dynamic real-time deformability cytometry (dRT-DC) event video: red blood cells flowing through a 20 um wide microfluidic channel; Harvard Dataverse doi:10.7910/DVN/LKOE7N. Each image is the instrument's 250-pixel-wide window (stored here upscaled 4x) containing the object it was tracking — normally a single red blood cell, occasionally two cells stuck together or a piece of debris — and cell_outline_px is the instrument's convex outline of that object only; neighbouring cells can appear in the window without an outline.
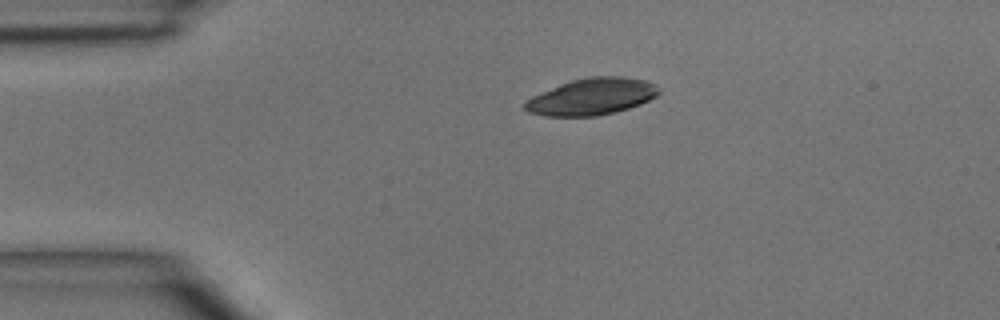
{"species": "common noctule bat (a hibernating species)", "species_latin": "Nyctalus noctula", "temperature_condition": "room temperature", "stored_images_in_passage": 2, "camera_frame_rate_fps": 3000, "um_per_image_px": 0.085, "animal": {"sex": "male", "body_mass_g": 15.6}, "frame": {"image": 1, "passage_image": 1, "time_ms": 0.0, "image_size_px": [1000, 320], "cell_outline_px": [[660, 92], [656, 96], [640, 104], [616, 112], [596, 116], [544, 116], [528, 112], [524, 108], [524, 104], [532, 96], [560, 84], [572, 80], [588, 76], [624, 76], [644, 80], [656, 84], [660, 88]], "centroid_in_image_um": [50.32, 8.21], "position_along_channel_um": 34.7, "area_um2": 28.67}}